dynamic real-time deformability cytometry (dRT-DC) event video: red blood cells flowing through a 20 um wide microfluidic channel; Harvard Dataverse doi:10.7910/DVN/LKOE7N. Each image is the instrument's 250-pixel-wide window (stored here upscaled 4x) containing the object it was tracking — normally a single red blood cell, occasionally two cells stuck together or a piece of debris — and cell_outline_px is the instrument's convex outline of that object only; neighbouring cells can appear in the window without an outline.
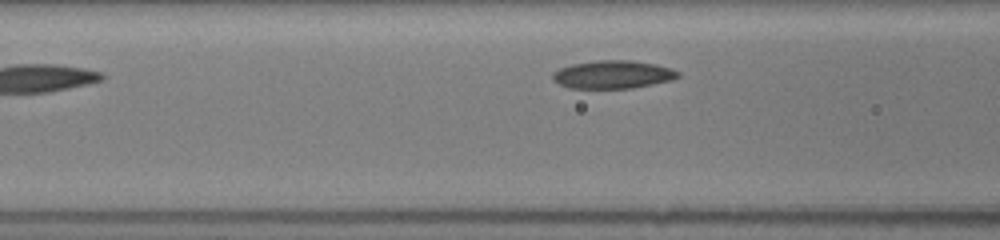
{"species": "common noctule bat (a hibernating species)", "species_latin": "Nyctalus noctula", "temperature_condition": "room temperature", "stored_images_in_passage": 5, "segment_of_instrument_passage": [2, 2], "camera_frame_rate_fps": 3000, "um_per_image_px": 0.085, "animal": {"sex": "female", "body_mass_g": 19.5, "forearm_length_mm": 54.1}, "frame": {"image": 1, "passage_image": 5, "time_ms": 2.667, "image_size_px": [1000, 240], "cell_outline_px": [[680, 76], [672, 80], [632, 88], [568, 88], [552, 80], [552, 72], [560, 68], [572, 64], [600, 60], [628, 60], [656, 64], [672, 68], [680, 72]], "centroid_in_image_um": [52.1, 6.33], "position_along_channel_um": 114.5, "area_um2": 20.52}}